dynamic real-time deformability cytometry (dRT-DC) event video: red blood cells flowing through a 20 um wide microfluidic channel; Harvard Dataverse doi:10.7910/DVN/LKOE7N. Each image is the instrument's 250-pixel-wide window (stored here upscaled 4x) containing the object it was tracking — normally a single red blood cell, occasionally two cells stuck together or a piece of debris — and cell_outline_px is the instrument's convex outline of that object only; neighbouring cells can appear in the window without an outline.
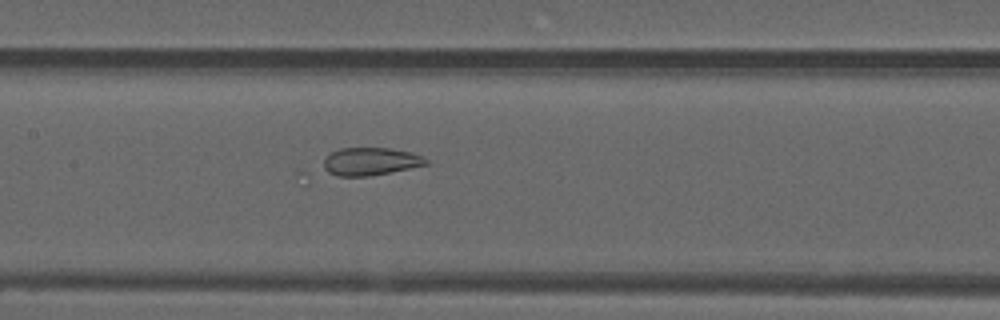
{"species": "common noctule bat (a hibernating species)", "species_latin": "Nyctalus noctula", "temperature_condition": "warm", "stored_images_in_passage": 41, "camera_frame_rate_fps": 3000, "um_per_image_px": 0.085, "animal": {"sex": "male", "forearm_length_mm": 52.5}, "frame": {"image": 1, "passage_image": 13, "time_ms": 4.0, "image_size_px": [1000, 320], "cell_outline_px": [[428, 164], [368, 176], [340, 176], [328, 172], [324, 168], [324, 160], [332, 152], [340, 148], [392, 148], [412, 152], [428, 160]], "centroid_in_image_um": [31.49, 13.71], "position_along_channel_um": 175.9, "area_um2": 16.3}}
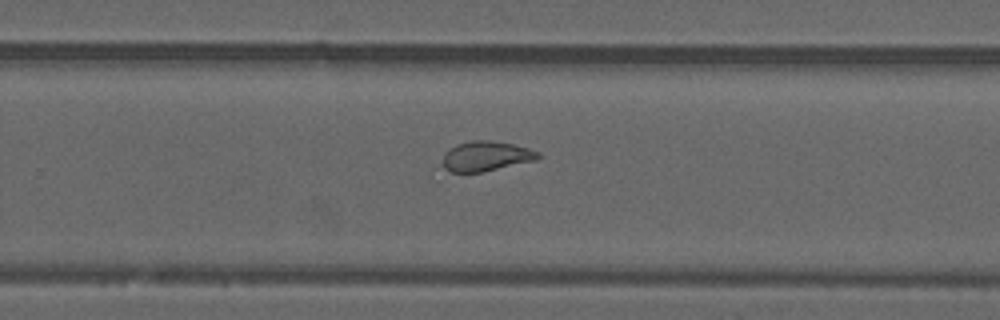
{"frame": {"image": 2, "passage_image": 22, "time_ms": 7.0, "image_size_px": [1000, 320], "cell_outline_px": [[540, 156], [536, 160], [484, 172], [444, 172], [444, 152], [448, 148], [456, 144], [472, 140], [488, 140], [512, 144], [528, 148], [540, 152]], "centroid_in_image_um": [41.29, 13.28], "position_along_channel_um": 288.5, "area_um2": 16.76}}
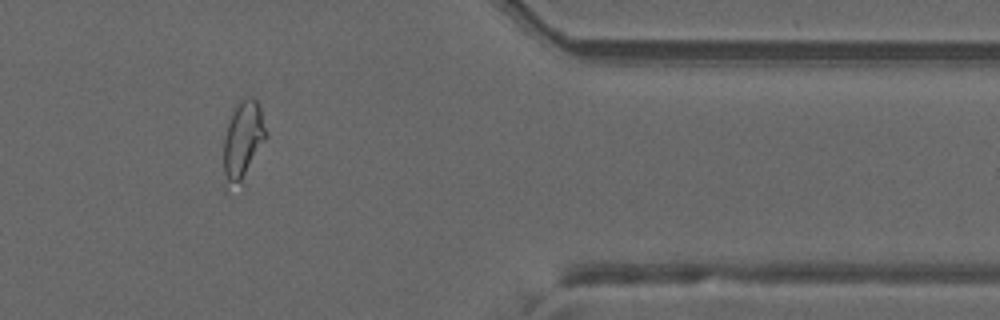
{"frame": {"image": 3, "passage_image": 32, "time_ms": 10.333, "image_size_px": [1000, 320], "cell_outline_px": [[268, 136], [240, 180], [232, 184], [228, 184], [224, 172], [224, 140], [228, 120], [236, 104], [244, 96], [252, 96], [256, 100], [260, 108], [268, 132]], "centroid_in_image_um": [20.67, 11.74], "position_along_channel_um": 390.7, "area_um2": 18.61}}